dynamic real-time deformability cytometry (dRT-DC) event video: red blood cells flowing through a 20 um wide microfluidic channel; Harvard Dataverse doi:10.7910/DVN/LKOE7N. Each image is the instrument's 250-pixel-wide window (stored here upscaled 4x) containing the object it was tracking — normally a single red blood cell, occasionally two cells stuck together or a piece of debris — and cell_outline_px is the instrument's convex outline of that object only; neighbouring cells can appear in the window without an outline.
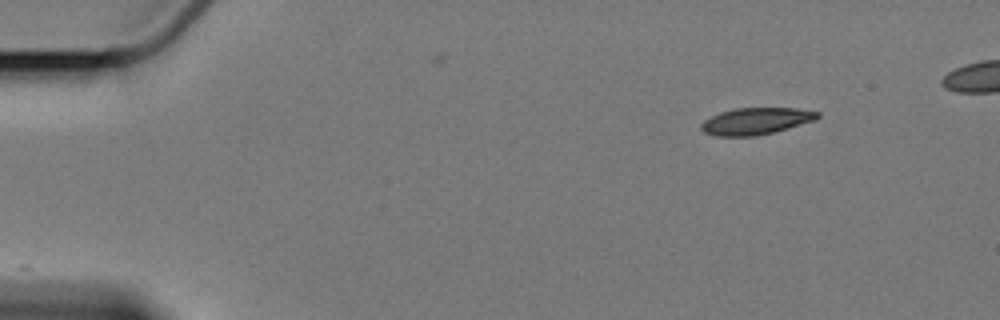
{"species": "Egyptian fruit bat (a non-hibernating species)", "species_latin": "Rousettus aegyptiacus", "temperature_condition": "cold", "stored_images_in_passage": 10, "camera_frame_rate_fps": 3000, "um_per_image_px": 0.085, "animal": {"sex": "female"}, "frame": {"image": 1, "passage_image": 1, "time_ms": 0.0, "image_size_px": [1000, 320], "cell_outline_px": [[820, 116], [816, 120], [772, 132], [756, 136], [716, 136], [704, 132], [700, 128], [700, 124], [704, 120], [720, 112], [736, 108], [796, 108], [820, 112]], "centroid_in_image_um": [64.24, 10.29], "position_along_channel_um": 20.8, "area_um2": 18.09}}
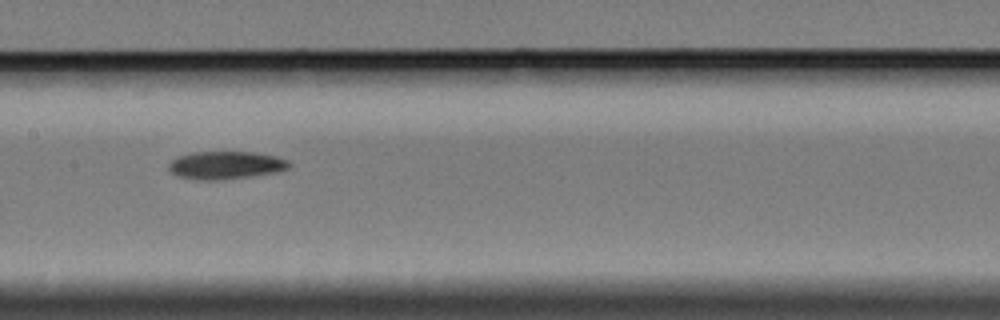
{"frame": {"image": 2, "passage_image": 7, "time_ms": 7.667, "image_size_px": [1000, 320], "cell_outline_px": [[292, 164], [288, 168], [276, 172], [248, 176], [216, 180], [200, 180], [176, 176], [168, 168], [168, 164], [176, 156], [192, 152], [252, 152], [276, 156], [288, 160]], "centroid_in_image_um": [19.16, 14.03], "position_along_channel_um": 188.2, "area_um2": 19.48}}
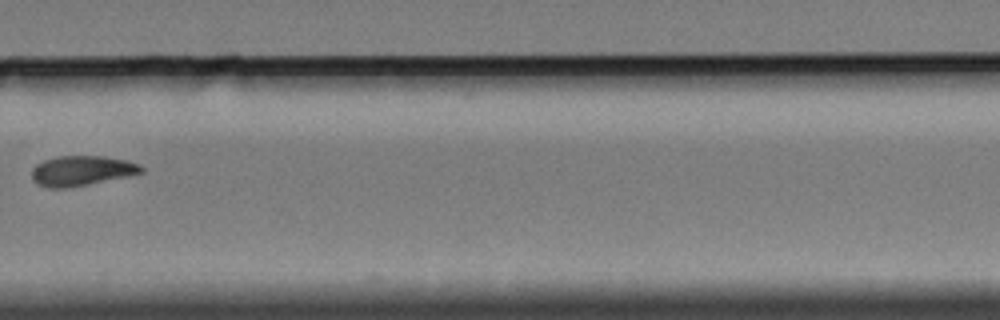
{"frame": {"image": 3, "passage_image": 10, "time_ms": 11.667, "image_size_px": [1000, 320], "cell_outline_px": [[144, 172], [132, 176], [64, 188], [48, 188], [36, 184], [32, 180], [32, 168], [36, 164], [44, 160], [60, 156], [104, 156], [128, 160], [140, 164], [144, 168]], "centroid_in_image_um": [6.97, 14.51], "position_along_channel_um": 322.8, "area_um2": 19.36}}